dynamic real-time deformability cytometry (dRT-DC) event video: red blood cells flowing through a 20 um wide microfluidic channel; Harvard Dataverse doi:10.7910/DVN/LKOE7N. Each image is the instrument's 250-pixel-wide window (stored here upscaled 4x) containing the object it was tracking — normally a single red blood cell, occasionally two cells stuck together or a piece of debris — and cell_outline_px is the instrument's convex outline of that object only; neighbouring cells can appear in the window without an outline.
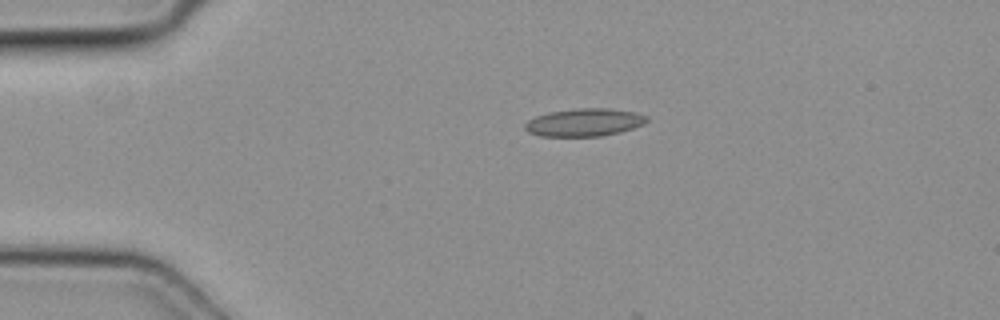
{"species": "common noctule bat (a hibernating species)", "species_latin": "Nyctalus noctula", "temperature_condition": "cold", "stored_images_in_passage": 2, "camera_frame_rate_fps": 3000, "um_per_image_px": 0.085, "animal": {"sex": "female", "body_mass_g": 19.3, "forearm_length_mm": 54.1}, "frame": {"image": 1, "passage_image": 1, "time_ms": 0.0, "image_size_px": [1000, 320], "cell_outline_px": [[648, 120], [644, 124], [620, 132], [600, 136], [540, 136], [528, 132], [524, 128], [524, 124], [528, 120], [536, 116], [548, 112], [576, 108], [608, 108], [636, 112], [648, 116]], "centroid_in_image_um": [49.66, 10.39], "position_along_channel_um": 35.3, "area_um2": 19.83}}